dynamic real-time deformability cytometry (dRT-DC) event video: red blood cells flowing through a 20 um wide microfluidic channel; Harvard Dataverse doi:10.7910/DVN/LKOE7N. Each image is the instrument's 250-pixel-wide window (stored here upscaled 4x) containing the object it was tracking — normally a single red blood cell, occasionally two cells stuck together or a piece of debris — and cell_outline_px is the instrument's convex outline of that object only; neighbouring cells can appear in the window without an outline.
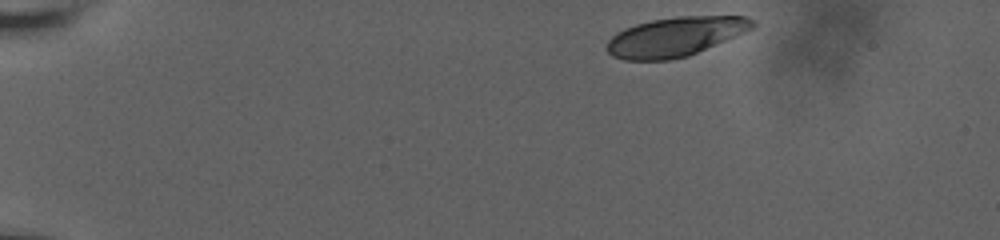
{"species": "human", "species_latin": "Homo sapiens", "temperature_condition": "room temperature", "stored_images_in_passage": 23, "camera_frame_rate_fps": 3000, "um_per_image_px": 0.085, "donor": {"sex": "male"}, "frame": {"image": 1, "passage_image": 1, "time_ms": 0.0, "image_size_px": [1000, 240], "cell_outline_px": [[756, 24], [752, 28], [744, 32], [688, 56], [668, 60], [624, 60], [612, 56], [604, 48], [608, 40], [616, 32], [624, 28], [636, 24], [652, 20], [676, 16], [748, 16], [756, 20]], "centroid_in_image_um": [57.37, 3.11], "position_along_channel_um": 27.6, "area_um2": 33.41}}
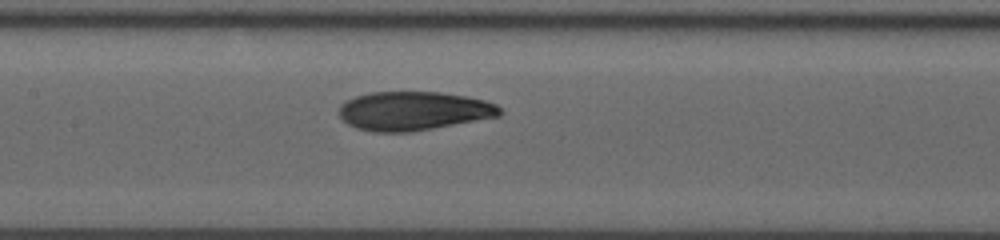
{"frame": {"image": 2, "passage_image": 14, "time_ms": 7.0, "image_size_px": [1000, 240], "cell_outline_px": [[504, 112], [500, 116], [412, 132], [372, 132], [356, 128], [348, 124], [340, 116], [340, 104], [356, 96], [372, 92], [440, 92], [464, 96], [484, 100], [496, 104]], "centroid_in_image_um": [35.16, 9.44], "position_along_channel_um": 172.2, "area_um2": 36.36}}
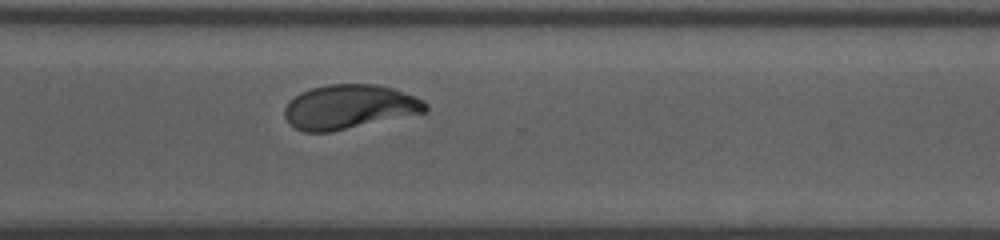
{"frame": {"image": 3, "passage_image": 23, "time_ms": 11.667, "image_size_px": [1000, 240], "cell_outline_px": [[428, 108], [424, 112], [332, 132], [304, 132], [288, 124], [284, 116], [284, 108], [300, 92], [312, 88], [328, 84], [376, 84], [392, 88], [424, 100], [428, 104]], "centroid_in_image_um": [29.66, 9.09], "position_along_channel_um": 340.9, "area_um2": 36.18}}